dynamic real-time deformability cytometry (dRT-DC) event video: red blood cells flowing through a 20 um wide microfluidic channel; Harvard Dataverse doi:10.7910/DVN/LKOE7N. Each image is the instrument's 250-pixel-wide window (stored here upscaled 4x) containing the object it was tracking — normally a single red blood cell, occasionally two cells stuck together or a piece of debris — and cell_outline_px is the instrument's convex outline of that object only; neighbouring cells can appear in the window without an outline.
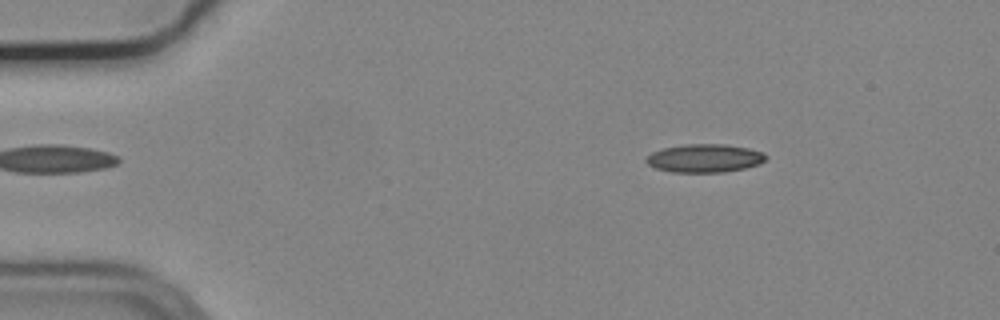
{"species": "common noctule bat (a hibernating species)", "species_latin": "Nyctalus noctula", "temperature_condition": "cold", "stored_images_in_passage": 48, "camera_frame_rate_fps": 3000, "um_per_image_px": 0.085, "animal": {"sex": "male", "body_mass_g": 19.2, "forearm_length_mm": 51.8}, "frame": {"image": 1, "passage_image": 2, "time_ms": 0.333, "image_size_px": [1000, 320], "cell_outline_px": [[768, 156], [760, 164], [744, 168], [724, 172], [672, 172], [656, 168], [648, 164], [644, 160], [652, 152], [664, 148], [684, 144], [724, 144], [748, 148], [764, 152]], "centroid_in_image_um": [59.91, 13.44], "position_along_channel_um": 25.1, "area_um2": 19.71}}
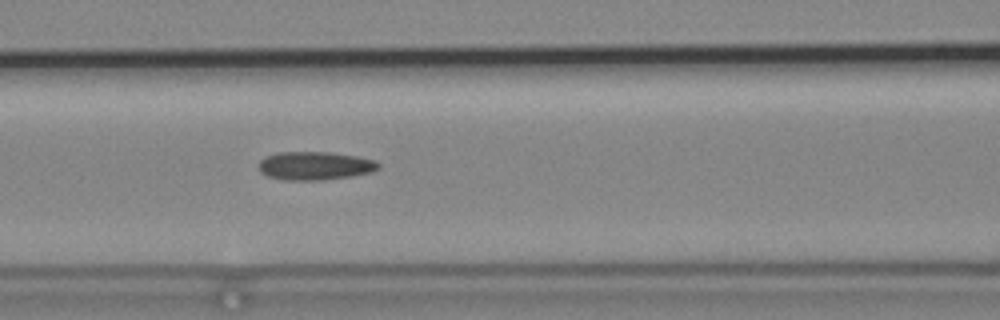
{"frame": {"image": 2, "passage_image": 17, "time_ms": 5.333, "image_size_px": [1000, 320], "cell_outline_px": [[380, 168], [372, 172], [352, 176], [320, 180], [284, 180], [268, 176], [260, 172], [256, 168], [260, 160], [264, 156], [276, 152], [332, 152], [356, 156], [376, 160], [380, 164]], "centroid_in_image_um": [26.74, 14.08], "position_along_channel_um": 139.9, "area_um2": 20.11}}
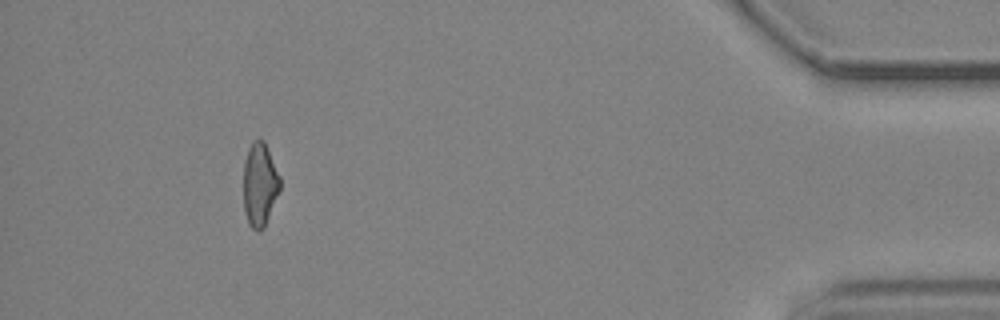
{"frame": {"image": 3, "passage_image": 44, "time_ms": 14.333, "image_size_px": [1000, 320], "cell_outline_px": [[280, 188], [264, 228], [260, 232], [256, 232], [248, 224], [244, 212], [244, 160], [248, 148], [252, 140], [260, 136], [264, 140], [280, 176]], "centroid_in_image_um": [22.06, 15.66], "position_along_channel_um": 413.1, "area_um2": 18.03}}